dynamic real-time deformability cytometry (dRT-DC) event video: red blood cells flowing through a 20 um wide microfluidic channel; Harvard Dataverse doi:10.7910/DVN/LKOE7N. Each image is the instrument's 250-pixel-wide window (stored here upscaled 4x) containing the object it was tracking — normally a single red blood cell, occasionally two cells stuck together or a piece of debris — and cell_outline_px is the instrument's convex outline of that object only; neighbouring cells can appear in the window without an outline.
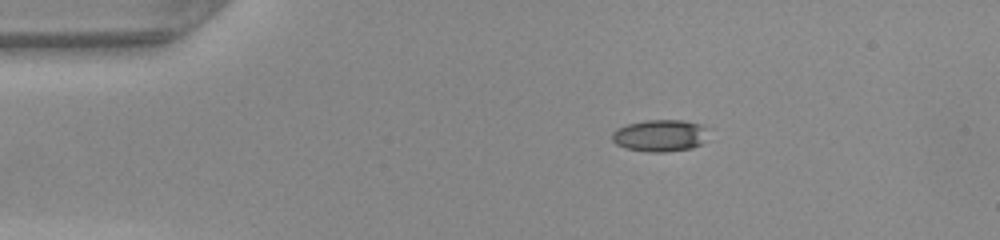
{"species": "common noctule bat (a hibernating species)", "species_latin": "Nyctalus noctula", "temperature_condition": "warm", "stored_images_in_passage": 40, "camera_frame_rate_fps": 3000, "um_per_image_px": 0.085, "animal": {"sex": "female", "body_mass_g": 22.0, "forearm_length_mm": 56.7}, "frame": {"image": 1, "passage_image": 1, "time_ms": 0.0, "image_size_px": [1000, 240], "cell_outline_px": [[704, 128], [700, 144], [692, 148], [664, 152], [648, 152], [624, 148], [616, 144], [612, 140], [612, 132], [616, 128], [628, 124], [644, 120], [680, 120], [700, 124]], "centroid_in_image_um": [55.98, 11.53], "position_along_channel_um": 29.0, "area_um2": 17.57}}
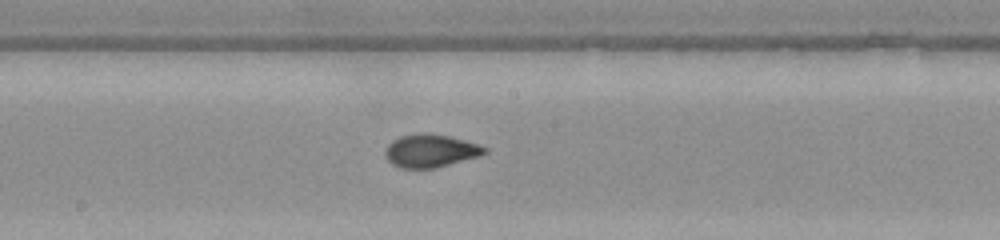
{"frame": {"image": 2, "passage_image": 18, "time_ms": 5.667, "image_size_px": [1000, 240], "cell_outline_px": [[488, 152], [480, 156], [436, 168], [400, 168], [392, 164], [388, 160], [384, 152], [388, 144], [392, 140], [400, 136], [448, 136], [480, 144], [488, 148]], "centroid_in_image_um": [36.63, 12.87], "position_along_channel_um": 211.6, "area_um2": 18.55}}
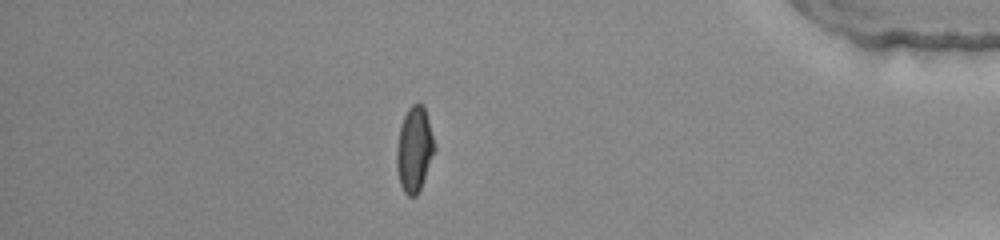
{"frame": {"image": 3, "passage_image": 34, "time_ms": 11.0, "image_size_px": [1000, 240], "cell_outline_px": [[436, 148], [420, 188], [416, 196], [408, 196], [404, 192], [400, 184], [396, 168], [396, 148], [400, 128], [404, 116], [408, 108], [412, 104], [420, 104], [424, 108], [428, 120]], "centroid_in_image_um": [35.2, 12.71], "position_along_channel_um": 400.0, "area_um2": 18.5}, "authors_computed_cell_mechanics": {"area_um2": 18.496, "velocity_mm_per_s": 4.2658, "shape_relaxation_time_tau1_ms": 7.951, "shape_relaxation_time_tau2_ms": 0.6052, "deformation_change_tau1": 0.2781, "deformation_change_tau2": 0.0555}}